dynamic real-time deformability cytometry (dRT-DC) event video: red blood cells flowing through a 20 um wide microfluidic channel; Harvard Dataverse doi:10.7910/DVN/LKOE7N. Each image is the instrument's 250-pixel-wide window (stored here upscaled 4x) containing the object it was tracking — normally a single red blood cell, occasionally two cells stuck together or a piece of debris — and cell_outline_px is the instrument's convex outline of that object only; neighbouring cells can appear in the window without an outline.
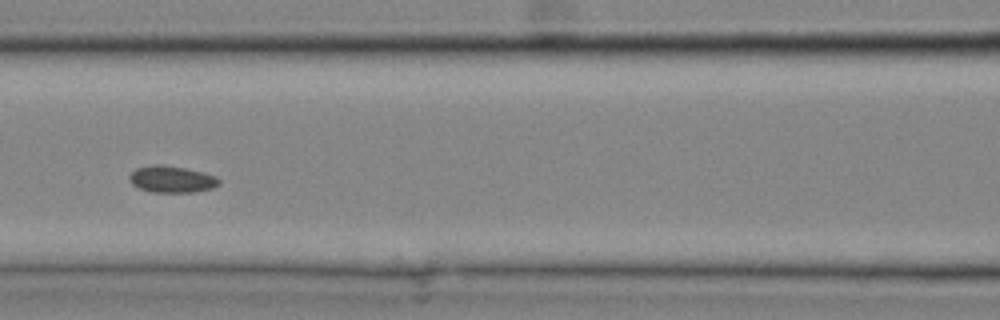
{"species": "common noctule bat (a hibernating species)", "species_latin": "Nyctalus noctula", "temperature_condition": "cold", "stored_images_in_passage": 22, "camera_frame_rate_fps": 3000, "um_per_image_px": 0.085, "animal": {"sex": "male", "body_mass_g": 20.4}, "frame": {"image": 1, "passage_image": 7, "time_ms": 2.0, "image_size_px": [1000, 320], "cell_outline_px": [[220, 184], [212, 188], [196, 192], [152, 192], [140, 188], [132, 184], [128, 176], [136, 168], [152, 164], [160, 164], [184, 168], [216, 176], [220, 180]], "centroid_in_image_um": [14.59, 15.23], "position_along_channel_um": 152.0, "area_um2": 13.87}}
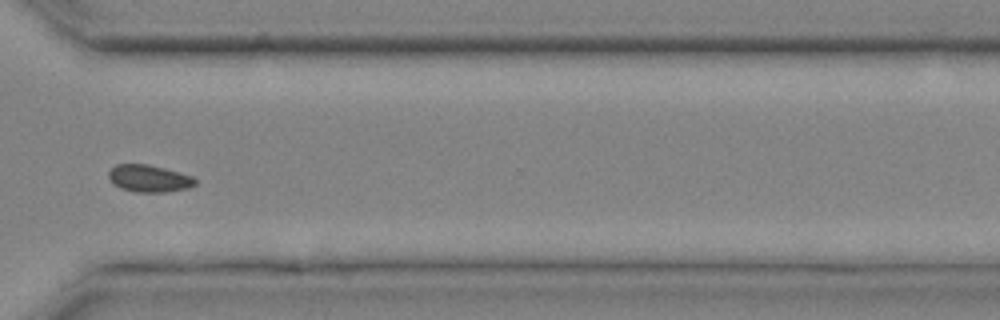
{"frame": {"image": 2, "passage_image": 16, "time_ms": 5.0, "image_size_px": [1000, 320], "cell_outline_px": [[196, 184], [188, 188], [168, 192], [136, 192], [120, 188], [112, 184], [108, 176], [108, 172], [116, 164], [148, 164], [180, 172], [192, 176], [196, 180]], "centroid_in_image_um": [12.66, 15.17], "position_along_channel_um": 357.9, "area_um2": 13.81}}